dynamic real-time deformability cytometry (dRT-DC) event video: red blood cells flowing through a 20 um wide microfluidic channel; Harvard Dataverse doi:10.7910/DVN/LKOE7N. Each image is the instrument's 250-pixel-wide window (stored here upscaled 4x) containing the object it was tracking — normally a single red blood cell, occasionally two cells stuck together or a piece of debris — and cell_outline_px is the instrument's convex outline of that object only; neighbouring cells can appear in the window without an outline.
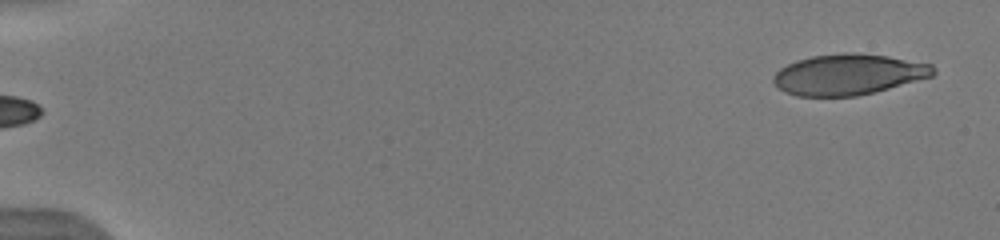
{"species": "human", "species_latin": "Homo sapiens", "temperature_condition": "warm", "stored_images_in_passage": 6, "camera_frame_rate_fps": 3000, "um_per_image_px": 0.085, "donor": {"sex": "male"}, "frame": {"image": 1, "passage_image": 1, "time_ms": 0.0, "image_size_px": [1000, 240], "cell_outline_px": [[936, 72], [932, 76], [888, 88], [856, 96], [796, 96], [784, 92], [772, 80], [772, 76], [780, 68], [796, 60], [812, 56], [844, 52], [852, 52], [888, 56], [932, 64], [936, 68]], "centroid_in_image_um": [72.1, 6.32], "position_along_channel_um": 12.9, "area_um2": 37.92}}
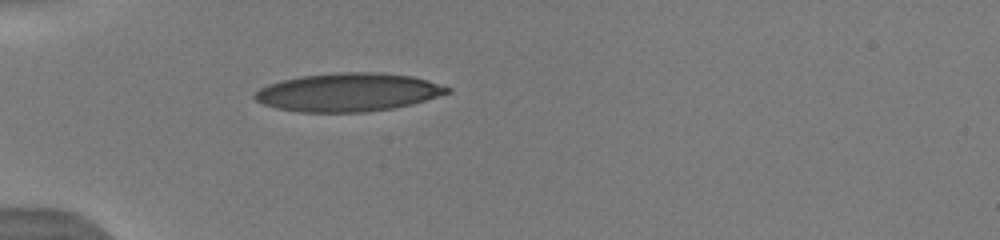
{"frame": {"image": 2, "passage_image": 6, "time_ms": 4.667, "image_size_px": [1000, 240], "cell_outline_px": [[452, 92], [412, 104], [392, 108], [364, 112], [300, 112], [276, 108], [264, 104], [256, 100], [252, 96], [260, 88], [268, 84], [280, 80], [300, 76], [340, 72], [380, 72], [412, 76], [428, 80], [452, 88]], "centroid_in_image_um": [29.6, 7.83], "position_along_channel_um": 55.4, "area_um2": 43.12}}